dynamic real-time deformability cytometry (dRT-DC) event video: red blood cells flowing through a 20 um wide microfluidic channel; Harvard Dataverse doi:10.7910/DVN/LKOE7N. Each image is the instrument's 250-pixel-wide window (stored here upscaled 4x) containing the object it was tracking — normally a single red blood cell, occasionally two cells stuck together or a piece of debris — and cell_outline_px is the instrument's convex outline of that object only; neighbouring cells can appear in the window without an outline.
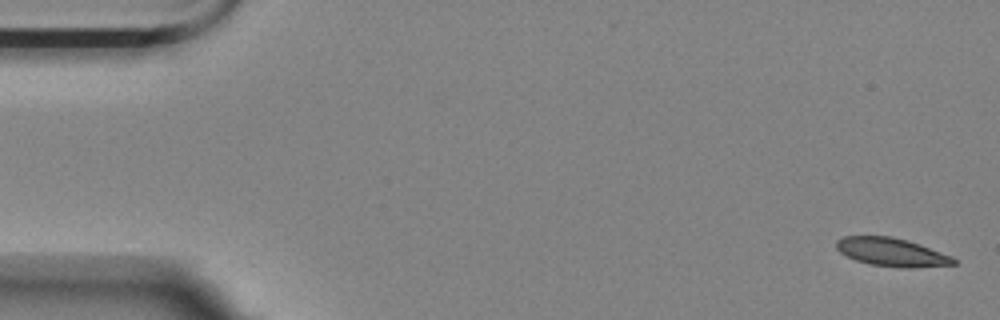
{"species": "Egyptian fruit bat (a non-hibernating species)", "species_latin": "Rousettus aegyptiacus", "temperature_condition": "room temperature", "stored_images_in_passage": 53, "camera_frame_rate_fps": 3000, "um_per_image_px": 0.085, "animal": {"sex": "female"}, "frame": {"image": 1, "passage_image": 1, "time_ms": 0.0, "image_size_px": [1000, 320], "cell_outline_px": [[956, 264], [912, 268], [900, 268], [872, 264], [856, 260], [840, 252], [836, 248], [836, 240], [844, 236], [892, 236], [908, 240], [920, 244], [952, 256], [956, 260]], "centroid_in_image_um": [75.81, 21.43], "position_along_channel_um": 9.2, "area_um2": 19.36}}
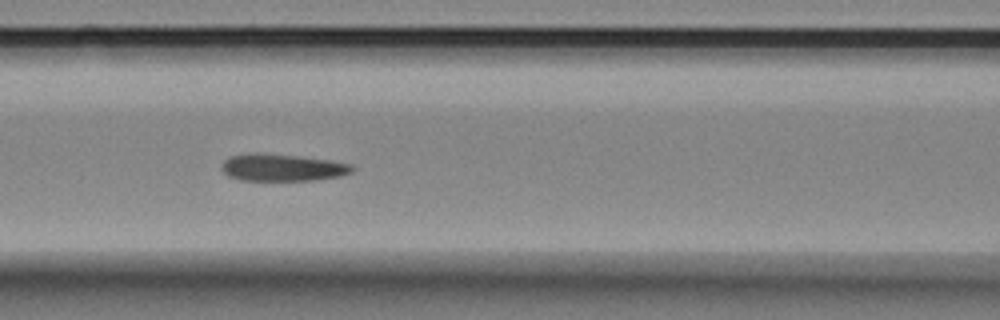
{"frame": {"image": 2, "passage_image": 23, "time_ms": 7.333, "image_size_px": [1000, 320], "cell_outline_px": [[356, 168], [352, 172], [340, 176], [316, 180], [240, 180], [228, 176], [220, 168], [220, 164], [228, 156], [252, 152], [256, 152], [296, 156], [332, 160], [352, 164]], "centroid_in_image_um": [23.98, 14.23], "position_along_channel_um": 142.6, "area_um2": 20.92}}
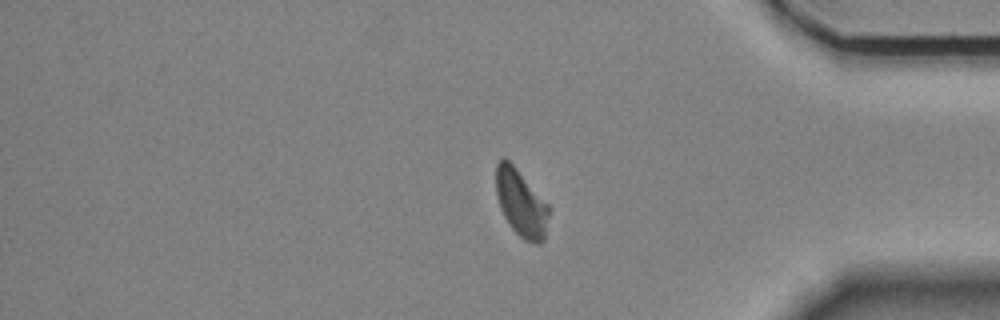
{"frame": {"image": 3, "passage_image": 46, "time_ms": 15.0, "image_size_px": [1000, 320], "cell_outline_px": [[552, 208], [544, 240], [540, 244], [536, 244], [524, 240], [512, 228], [504, 216], [500, 208], [496, 196], [496, 164], [504, 156], [516, 168]], "centroid_in_image_um": [44.32, 17.29], "position_along_channel_um": 390.9, "area_um2": 20.87}, "authors_computed_cell_mechanics": {"area_um2": 20.6346, "velocity_mm_per_s": 3.5325, "shape_relaxation_time_tau1_ms": null, "shape_relaxation_time_tau2_ms": 3.3528, "deformation_change_tau1": null, "deformation_change_tau2": 0.0867}}